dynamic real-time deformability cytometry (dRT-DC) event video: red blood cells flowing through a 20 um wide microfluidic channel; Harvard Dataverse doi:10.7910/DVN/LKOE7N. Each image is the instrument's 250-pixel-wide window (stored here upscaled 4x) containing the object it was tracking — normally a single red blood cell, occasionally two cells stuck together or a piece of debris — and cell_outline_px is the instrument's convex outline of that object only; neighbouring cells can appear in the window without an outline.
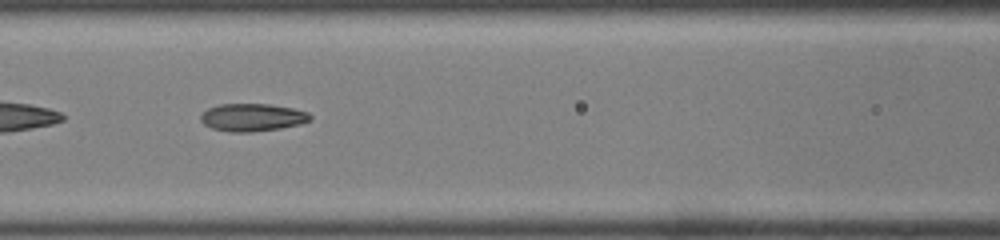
{"species": "common noctule bat (a hibernating species)", "species_latin": "Nyctalus noctula", "temperature_condition": "room temperature", "stored_images_in_passage": 47, "camera_frame_rate_fps": 3000, "um_per_image_px": 0.085, "animal": {"sex": "male", "body_mass_g": 19.0, "forearm_length_mm": 50.8}, "frame": {"image": 1, "passage_image": 21, "time_ms": 6.667, "image_size_px": [1000, 240], "cell_outline_px": [[312, 120], [300, 124], [280, 128], [252, 132], [228, 132], [212, 128], [204, 124], [200, 120], [200, 116], [208, 108], [220, 104], [268, 104], [292, 108], [308, 112], [312, 116]], "centroid_in_image_um": [21.46, 9.98], "position_along_channel_um": 145.1, "area_um2": 17.69}}
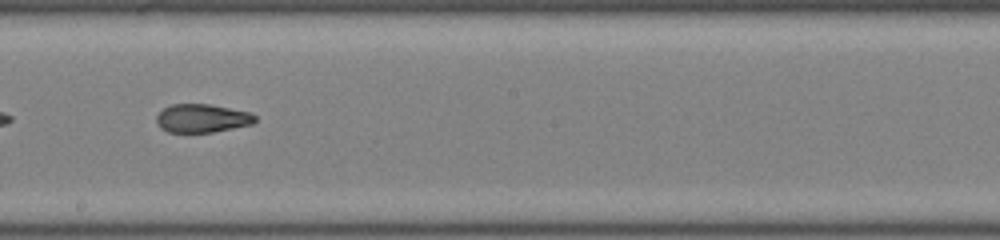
{"frame": {"image": 2, "passage_image": 27, "time_ms": 8.667, "image_size_px": [1000, 240], "cell_outline_px": [[256, 120], [252, 124], [212, 132], [168, 132], [160, 128], [156, 120], [156, 116], [164, 108], [172, 104], [208, 104], [252, 112], [256, 116]], "centroid_in_image_um": [17.18, 10.05], "position_along_channel_um": 231.0, "area_um2": 16.3}, "authors_computed_cell_mechanics": {"area_um2": 17.918, "velocity_mm_per_s": 4.3152, "shape_relaxation_time_tau1_ms": 7.7514, "shape_relaxation_time_tau2_ms": 1.6754, "deformation_change_tau1": 0.2575, "deformation_change_tau2": 0.0889}}